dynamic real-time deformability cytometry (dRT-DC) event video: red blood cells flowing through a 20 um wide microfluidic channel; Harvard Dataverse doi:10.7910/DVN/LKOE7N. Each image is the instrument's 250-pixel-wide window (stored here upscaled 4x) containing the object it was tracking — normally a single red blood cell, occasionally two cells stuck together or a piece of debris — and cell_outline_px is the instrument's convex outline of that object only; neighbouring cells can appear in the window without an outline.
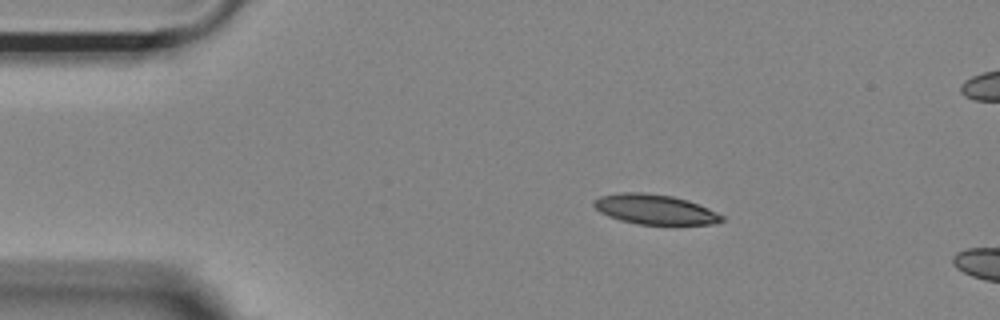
{"species": "Egyptian fruit bat (a non-hibernating species)", "species_latin": "Rousettus aegyptiacus", "temperature_condition": "room temperature", "stored_images_in_passage": 47, "camera_frame_rate_fps": 3000, "um_per_image_px": 0.085, "animal": {"sex": "female"}, "frame": {"image": 1, "passage_image": 1, "time_ms": 0.0, "image_size_px": [1000, 320], "cell_outline_px": [[724, 220], [712, 224], [640, 224], [620, 220], [608, 216], [600, 212], [592, 204], [600, 196], [620, 192], [644, 192], [672, 196], [688, 200], [708, 208], [724, 216]], "centroid_in_image_um": [55.66, 17.79], "position_along_channel_um": 29.3, "area_um2": 22.14}}
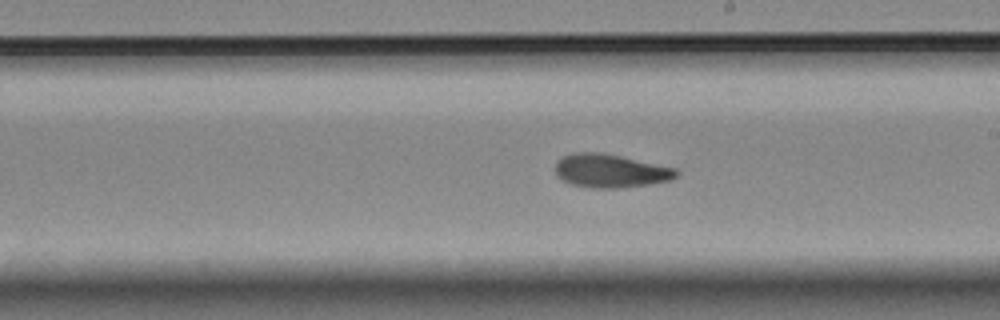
{"frame": {"image": 2, "passage_image": 22, "time_ms": 7.0, "image_size_px": [1000, 320], "cell_outline_px": [[680, 176], [672, 180], [648, 184], [616, 188], [592, 188], [572, 184], [560, 180], [556, 176], [556, 160], [560, 156], [572, 152], [600, 152], [620, 156], [676, 168], [680, 172]], "centroid_in_image_um": [51.87, 14.51], "position_along_channel_um": 237.1, "area_um2": 23.87}}
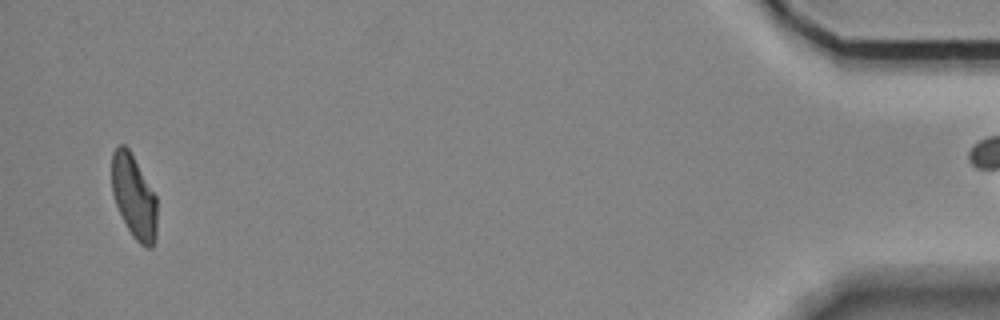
{"frame": {"image": 3, "passage_image": 44, "time_ms": 14.333, "image_size_px": [1000, 320], "cell_outline_px": [[156, 240], [152, 248], [144, 248], [132, 236], [116, 204], [112, 192], [112, 152], [120, 144], [124, 144], [128, 148], [156, 196]], "centroid_in_image_um": [11.39, 16.75], "position_along_channel_um": 423.8, "area_um2": 21.79}, "authors_computed_cell_mechanics": {"area_um2": 23.409, "velocity_mm_per_s": 3.6729, "shape_relaxation_time_tau1_ms": 9.3243, "shape_relaxation_time_tau2_ms": 3.8597, "deformation_change_tau1": 0.2191, "deformation_change_tau2": 0.1126}}